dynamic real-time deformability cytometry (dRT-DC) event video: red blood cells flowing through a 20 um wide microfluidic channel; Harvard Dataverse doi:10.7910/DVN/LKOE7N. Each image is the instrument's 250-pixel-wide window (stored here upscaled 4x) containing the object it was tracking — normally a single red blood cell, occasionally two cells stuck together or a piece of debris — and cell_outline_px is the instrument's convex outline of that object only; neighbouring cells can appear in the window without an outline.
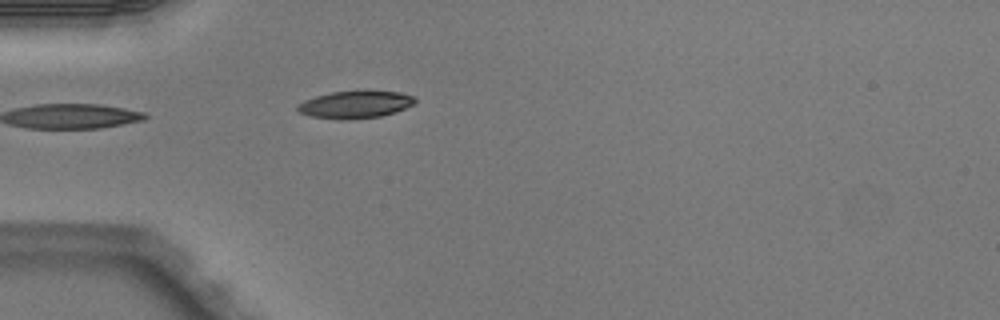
{"species": "Egyptian fruit bat (a non-hibernating species)", "species_latin": "Rousettus aegyptiacus", "temperature_condition": "warm", "stored_images_in_passage": 3, "camera_frame_rate_fps": 3000, "um_per_image_px": 0.085, "animal": {"sex": "male"}, "frame": {"image": 1, "passage_image": 3, "time_ms": 0.667, "image_size_px": [1000, 320], "cell_outline_px": [[416, 104], [396, 112], [380, 116], [340, 120], [312, 116], [300, 112], [296, 108], [296, 104], [304, 100], [316, 96], [332, 92], [364, 88], [400, 92], [412, 96], [416, 100]], "centroid_in_image_um": [30.24, 8.84], "position_along_channel_um": 54.8, "area_um2": 19.36}}